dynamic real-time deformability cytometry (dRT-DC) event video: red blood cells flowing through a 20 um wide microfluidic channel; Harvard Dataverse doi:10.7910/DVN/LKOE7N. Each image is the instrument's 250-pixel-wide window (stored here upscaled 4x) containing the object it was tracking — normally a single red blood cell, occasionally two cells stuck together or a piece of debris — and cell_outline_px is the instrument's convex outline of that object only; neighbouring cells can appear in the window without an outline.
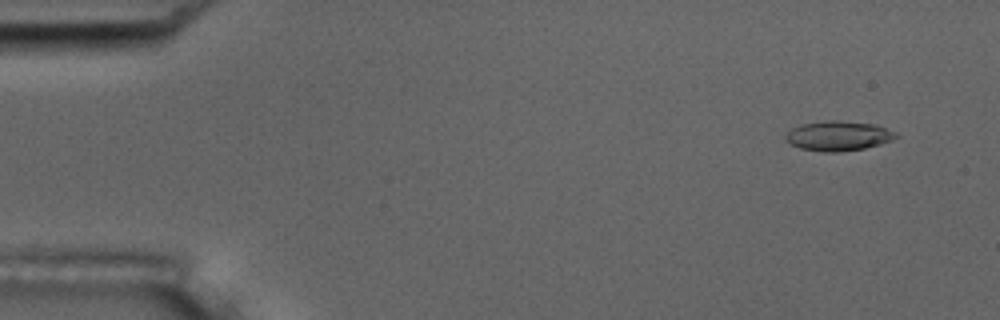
{"species": "common noctule bat (a hibernating species)", "species_latin": "Nyctalus noctula", "temperature_condition": "room temperature", "stored_images_in_passage": 8, "camera_frame_rate_fps": 3000, "um_per_image_px": 0.085, "animal": {"sex": "male", "body_mass_g": 17.5, "forearm_length_mm": 52.3}, "frame": {"image": 1, "passage_image": 2, "time_ms": 0.333, "image_size_px": [1000, 320], "cell_outline_px": [[900, 136], [892, 140], [880, 144], [864, 148], [840, 152], [824, 152], [800, 148], [788, 144], [784, 140], [784, 136], [792, 128], [800, 124], [828, 120], [836, 120], [876, 124], [896, 132]], "centroid_in_image_um": [71.24, 11.55], "position_along_channel_um": 13.8, "area_um2": 19.36}}
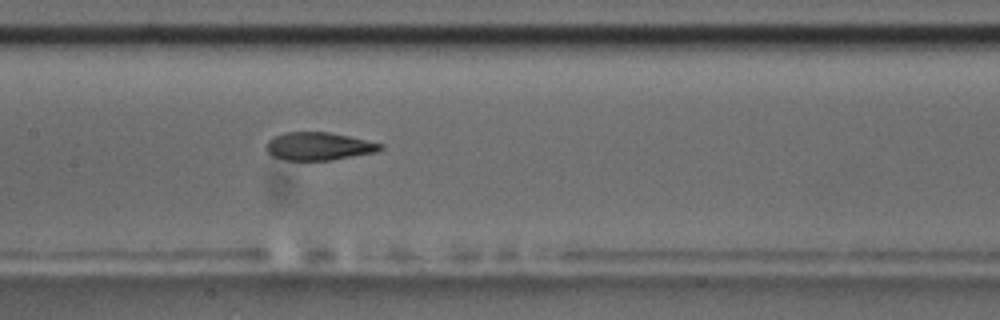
{"frame": {"image": 2, "passage_image": 8, "time_ms": 2.333, "image_size_px": [1000, 320], "cell_outline_px": [[384, 148], [376, 152], [332, 160], [284, 160], [272, 156], [264, 148], [268, 140], [284, 132], [328, 132], [348, 136], [384, 144]], "centroid_in_image_um": [27.08, 12.43], "position_along_channel_um": 180.3, "area_um2": 18.61}}